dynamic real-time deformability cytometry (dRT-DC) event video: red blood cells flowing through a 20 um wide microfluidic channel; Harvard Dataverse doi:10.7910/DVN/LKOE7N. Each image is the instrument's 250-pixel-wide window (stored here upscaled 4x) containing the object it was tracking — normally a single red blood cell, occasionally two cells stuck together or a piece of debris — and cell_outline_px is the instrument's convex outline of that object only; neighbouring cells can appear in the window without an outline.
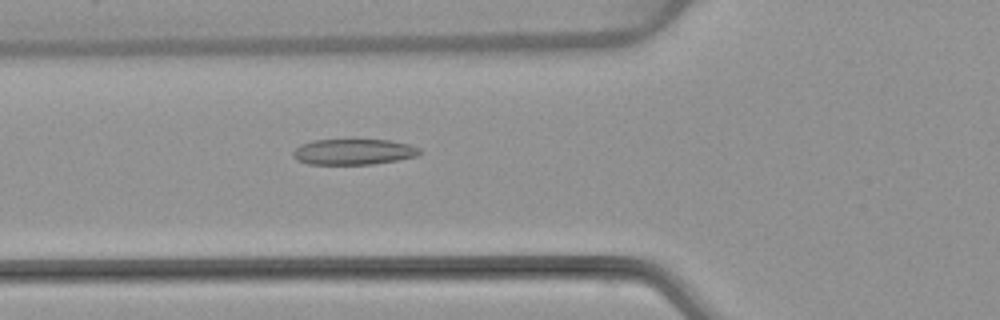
{"species": "common noctule bat (a hibernating species)", "species_latin": "Nyctalus noctula", "temperature_condition": "warm", "stored_images_in_passage": 5, "camera_frame_rate_fps": 3000, "um_per_image_px": 0.085, "animal": {"sex": "female", "body_mass_g": 22.7, "forearm_length_mm": 54.2}, "frame": {"image": 1, "passage_image": 5, "time_ms": 5.667, "image_size_px": [1000, 320], "cell_outline_px": [[420, 152], [416, 156], [396, 160], [372, 164], [308, 164], [296, 160], [292, 156], [292, 152], [300, 144], [312, 140], [388, 140], [408, 144], [420, 148]], "centroid_in_image_um": [29.99, 12.9], "position_along_channel_um": 95.8, "area_um2": 18.9}}